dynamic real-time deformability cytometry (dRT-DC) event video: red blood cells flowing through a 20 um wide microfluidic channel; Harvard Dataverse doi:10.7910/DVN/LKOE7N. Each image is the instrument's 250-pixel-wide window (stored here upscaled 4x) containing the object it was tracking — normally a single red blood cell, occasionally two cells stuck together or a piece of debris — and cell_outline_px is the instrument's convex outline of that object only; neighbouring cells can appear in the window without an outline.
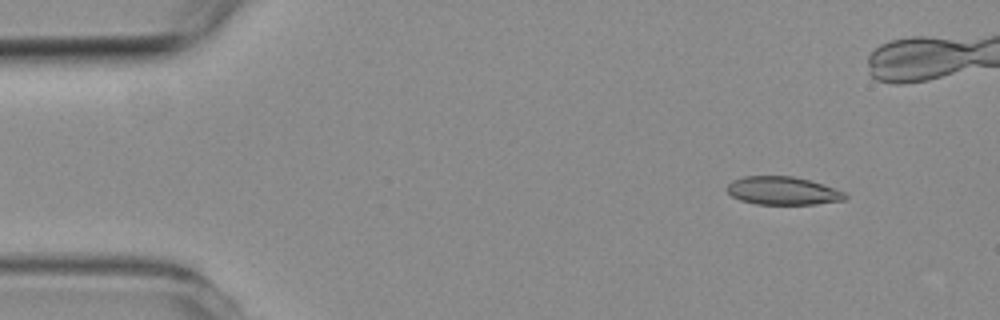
{"species": "common noctule bat (a hibernating species)", "species_latin": "Nyctalus noctula", "temperature_condition": "room temperature", "stored_images_in_passage": 4, "camera_frame_rate_fps": 3000, "um_per_image_px": 0.085, "animal": {"sex": "female", "body_mass_g": 19.3, "forearm_length_mm": 54.1}, "frame": {"image": 1, "passage_image": 1, "time_ms": 0.0, "image_size_px": [1000, 320], "cell_outline_px": [[848, 196], [844, 200], [816, 204], [756, 204], [740, 200], [732, 196], [728, 192], [728, 184], [732, 180], [744, 176], [792, 176], [808, 180], [844, 192]], "centroid_in_image_um": [66.51, 16.22], "position_along_channel_um": 18.5, "area_um2": 19.13}}